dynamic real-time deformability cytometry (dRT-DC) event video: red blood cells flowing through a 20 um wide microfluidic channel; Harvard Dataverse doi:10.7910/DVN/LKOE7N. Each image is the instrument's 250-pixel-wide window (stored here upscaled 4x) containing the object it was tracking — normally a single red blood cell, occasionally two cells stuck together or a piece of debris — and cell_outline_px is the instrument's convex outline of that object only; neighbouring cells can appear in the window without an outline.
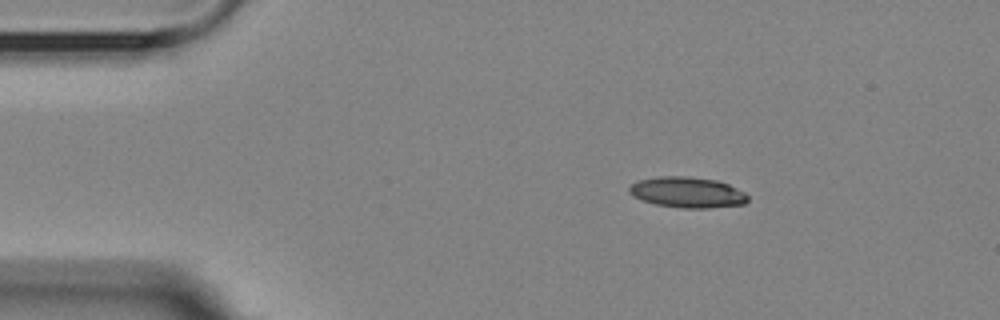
{"species": "Egyptian fruit bat (a non-hibernating species)", "species_latin": "Rousettus aegyptiacus", "temperature_condition": "room temperature", "stored_images_in_passage": 4, "camera_frame_rate_fps": 3000, "um_per_image_px": 0.085, "animal": {"sex": "female"}, "frame": {"image": 1, "passage_image": 2, "time_ms": 2.333, "image_size_px": [1000, 320], "cell_outline_px": [[748, 200], [744, 204], [708, 208], [680, 208], [656, 204], [640, 200], [632, 196], [628, 192], [628, 188], [632, 184], [640, 180], [660, 176], [688, 176], [716, 180], [728, 184], [744, 192], [748, 196]], "centroid_in_image_um": [58.4, 16.35], "position_along_channel_um": 26.6, "area_um2": 21.27}}